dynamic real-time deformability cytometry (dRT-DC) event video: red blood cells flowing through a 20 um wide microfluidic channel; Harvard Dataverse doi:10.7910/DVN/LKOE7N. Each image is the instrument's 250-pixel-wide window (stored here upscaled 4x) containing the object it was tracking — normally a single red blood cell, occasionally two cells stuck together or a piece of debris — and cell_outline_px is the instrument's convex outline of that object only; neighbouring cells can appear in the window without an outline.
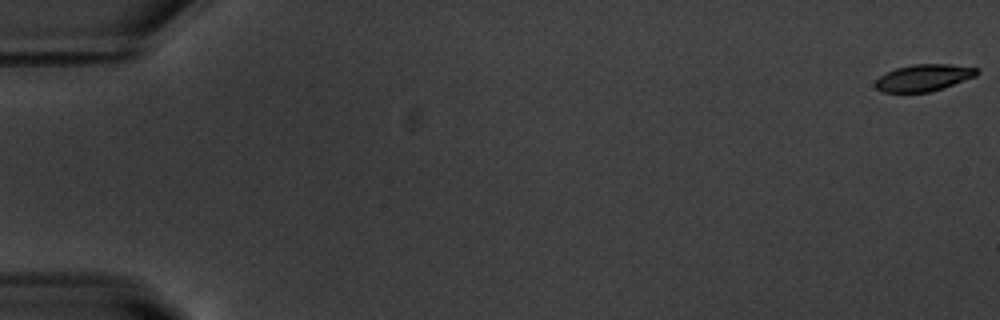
{"species": "common noctule bat (a hibernating species)", "species_latin": "Nyctalus noctula", "temperature_condition": "warm", "stored_images_in_passage": 55, "camera_frame_rate_fps": 3000, "um_per_image_px": 0.085, "animal": {"sex": "male", "body_mass_g": 20.1, "forearm_length_mm": 53.5}, "frame": {"image": 1, "passage_image": 1, "time_ms": 0.0, "image_size_px": [1000, 320], "cell_outline_px": [[980, 72], [976, 76], [944, 88], [928, 92], [884, 92], [876, 88], [876, 80], [880, 76], [896, 68], [912, 64], [948, 64], [980, 68]], "centroid_in_image_um": [78.57, 6.6], "position_along_channel_um": 6.4, "area_um2": 15.84}}
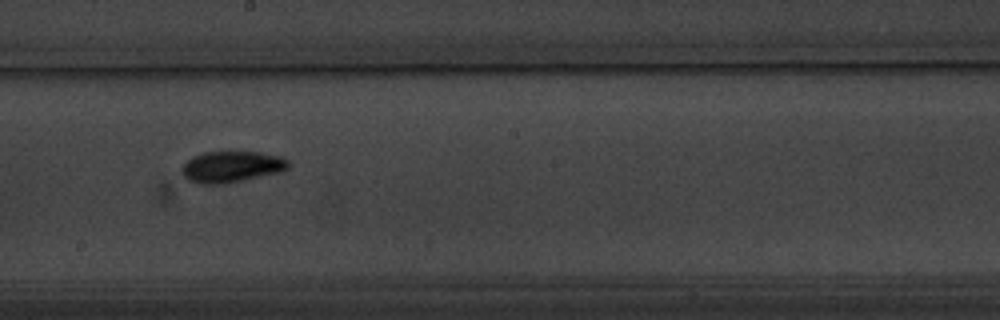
{"frame": {"image": 2, "passage_image": 32, "time_ms": 10.333, "image_size_px": [1000, 320], "cell_outline_px": [[288, 168], [280, 172], [244, 180], [224, 184], [200, 184], [188, 180], [180, 172], [180, 168], [192, 156], [204, 152], [260, 152], [280, 156], [288, 160]], "centroid_in_image_um": [19.65, 14.18], "position_along_channel_um": 228.5, "area_um2": 19.48}}
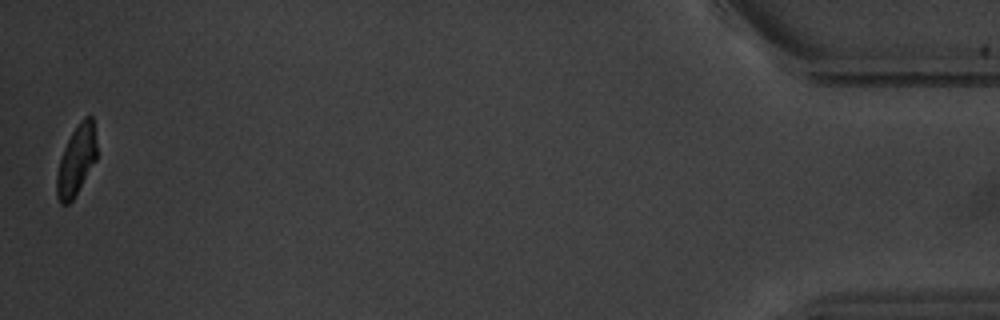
{"frame": {"image": 3, "passage_image": 55, "time_ms": 18.0, "image_size_px": [1000, 320], "cell_outline_px": [[96, 160], [72, 200], [68, 204], [60, 204], [56, 196], [56, 176], [60, 160], [64, 148], [72, 132], [80, 120], [84, 116], [92, 116], [96, 144]], "centroid_in_image_um": [6.47, 13.64], "position_along_channel_um": 428.7, "area_um2": 16.07}, "authors_computed_cell_mechanics": {"area_um2": 17.6868, "velocity_mm_per_s": 3.7388, "shape_relaxation_time_tau1_ms": 2.5601, "shape_relaxation_time_tau2_ms": 3.4812, "deformation_change_tau1": 0.1405, "deformation_change_tau2": 0.0736}}